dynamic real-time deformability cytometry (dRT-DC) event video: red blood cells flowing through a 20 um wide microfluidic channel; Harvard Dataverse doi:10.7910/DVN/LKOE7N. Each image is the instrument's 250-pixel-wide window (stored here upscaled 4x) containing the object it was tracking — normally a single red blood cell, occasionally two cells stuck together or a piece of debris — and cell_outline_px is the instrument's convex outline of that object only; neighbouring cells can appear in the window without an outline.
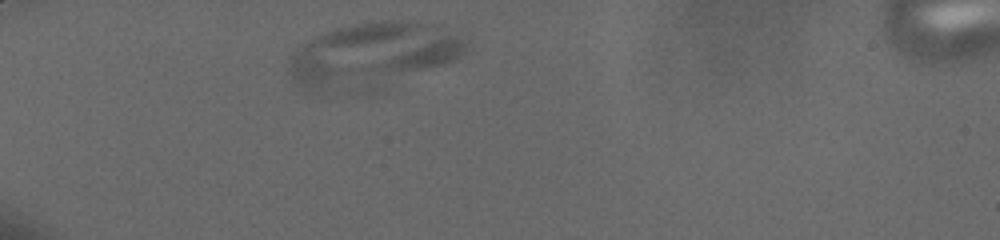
{"species": "human", "species_latin": "Homo sapiens", "temperature_condition": "cold", "stored_images_in_passage": 7, "camera_frame_rate_fps": 3000, "um_per_image_px": 0.085, "donor": {"sex": "male"}, "frame": {"image": 1, "passage_image": 4, "time_ms": 1.0, "image_size_px": [1000, 240], "cell_outline_px": [[464, 52], [452, 60], [384, 92], [320, 96], [304, 92], [288, 72], [288, 56], [292, 52], [308, 40], [336, 28], [356, 24], [384, 20], [396, 20], [436, 24], [460, 36], [464, 44]], "centroid_in_image_um": [31.56, 4.82], "position_along_channel_um": 53.4, "area_um2": 69.59}}